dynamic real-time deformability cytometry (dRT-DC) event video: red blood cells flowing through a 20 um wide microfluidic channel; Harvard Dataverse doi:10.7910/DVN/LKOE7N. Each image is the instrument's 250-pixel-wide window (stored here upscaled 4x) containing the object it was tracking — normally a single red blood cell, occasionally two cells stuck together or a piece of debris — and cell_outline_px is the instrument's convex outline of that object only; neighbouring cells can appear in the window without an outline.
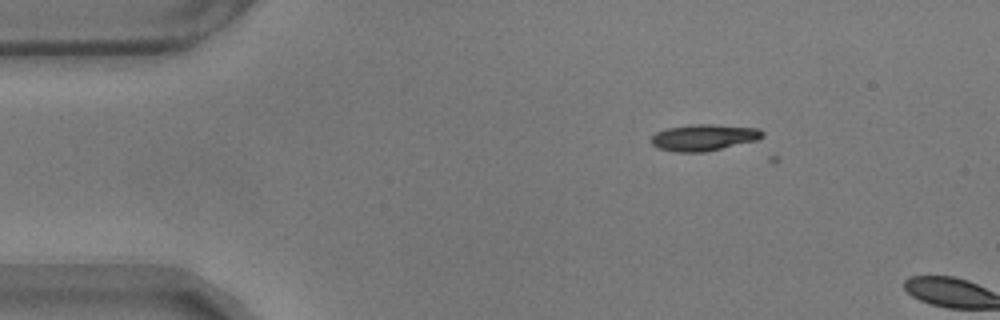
{"species": "common noctule bat (a hibernating species)", "species_latin": "Nyctalus noctula", "temperature_condition": "warm", "stored_images_in_passage": 2, "camera_frame_rate_fps": 3000, "um_per_image_px": 0.085, "animal": {"sex": "male", "body_mass_g": 17.9}, "frame": {"image": 1, "passage_image": 1, "time_ms": 0.0, "image_size_px": [1000, 320], "cell_outline_px": [[764, 136], [756, 140], [704, 152], [676, 152], [656, 148], [652, 144], [652, 136], [656, 132], [668, 128], [692, 124], [712, 124], [760, 128], [764, 132]], "centroid_in_image_um": [59.82, 11.68], "position_along_channel_um": 25.2, "area_um2": 17.11}}